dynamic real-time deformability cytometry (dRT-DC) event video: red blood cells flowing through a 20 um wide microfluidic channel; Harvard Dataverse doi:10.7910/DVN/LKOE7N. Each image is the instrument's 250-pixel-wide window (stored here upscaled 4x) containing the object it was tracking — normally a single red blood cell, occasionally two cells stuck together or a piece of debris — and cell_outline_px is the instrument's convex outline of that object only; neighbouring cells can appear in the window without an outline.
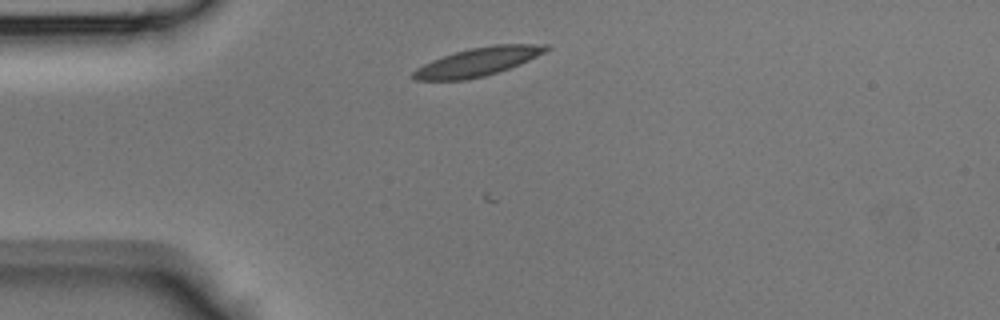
{"species": "Egyptian fruit bat (a non-hibernating species)", "species_latin": "Rousettus aegyptiacus", "temperature_condition": "room temperature", "stored_images_in_passage": 32, "camera_frame_rate_fps": 3000, "um_per_image_px": 0.085, "animal": {"sex": "male"}, "frame": {"image": 1, "passage_image": 3, "time_ms": 0.667, "image_size_px": [1000, 320], "cell_outline_px": [[552, 48], [520, 64], [484, 76], [464, 80], [416, 80], [412, 76], [412, 72], [416, 68], [432, 60], [456, 52], [472, 48], [496, 44], [548, 44]], "centroid_in_image_um": [40.63, 5.25], "position_along_channel_um": 44.4, "area_um2": 21.68}}
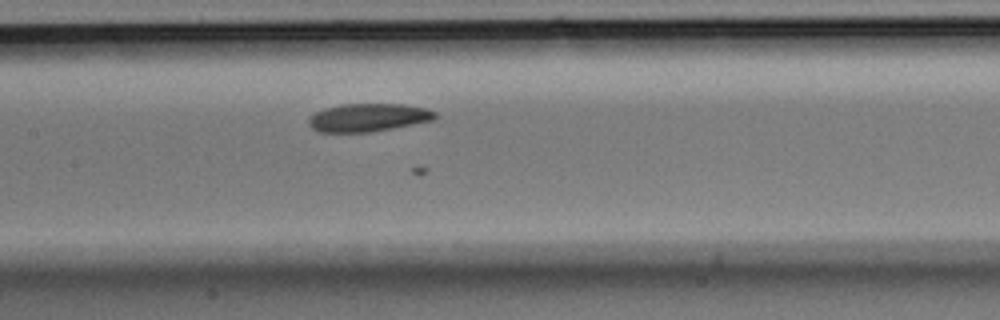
{"frame": {"image": 2, "passage_image": 13, "time_ms": 4.0, "image_size_px": [1000, 320], "cell_outline_px": [[436, 116], [432, 120], [372, 132], [320, 132], [312, 128], [308, 124], [308, 120], [316, 112], [324, 108], [340, 104], [404, 104], [428, 108], [436, 112]], "centroid_in_image_um": [31.29, 9.98], "position_along_channel_um": 176.1, "area_um2": 20.63}}
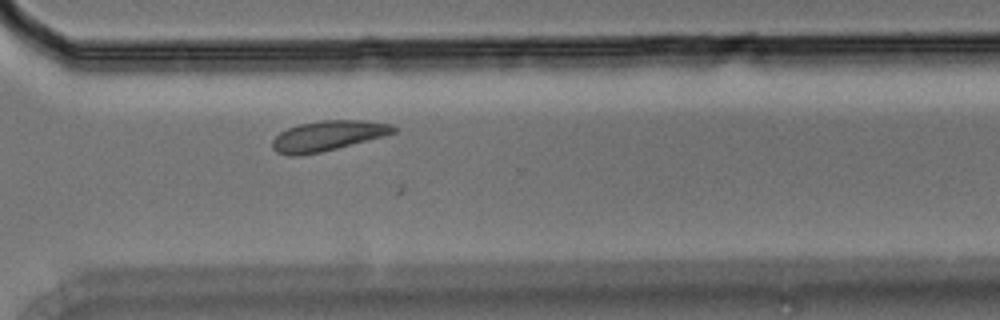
{"frame": {"image": 3, "passage_image": 24, "time_ms": 7.667, "image_size_px": [1000, 320], "cell_outline_px": [[396, 132], [384, 136], [320, 152], [296, 156], [288, 156], [276, 152], [272, 148], [272, 140], [280, 132], [288, 128], [300, 124], [320, 120], [360, 120], [392, 124], [396, 128]], "centroid_in_image_um": [27.83, 11.54], "position_along_channel_um": 342.8, "area_um2": 21.15}}